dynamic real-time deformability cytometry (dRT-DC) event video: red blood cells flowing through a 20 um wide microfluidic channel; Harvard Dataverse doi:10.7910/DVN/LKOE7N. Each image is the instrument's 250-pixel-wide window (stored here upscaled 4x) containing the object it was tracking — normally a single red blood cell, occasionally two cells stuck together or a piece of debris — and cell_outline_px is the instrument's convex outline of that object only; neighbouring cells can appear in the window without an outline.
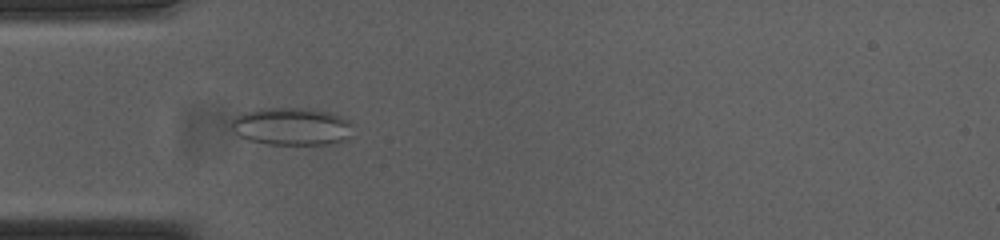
{"species": "common noctule bat (a hibernating species)", "species_latin": "Nyctalus noctula", "temperature_condition": "cold", "stored_images_in_passage": 51, "camera_frame_rate_fps": 3000, "um_per_image_px": 0.085, "animal": {"sex": "female", "body_mass_g": 23.0, "forearm_length_mm": 53.4}, "frame": {"image": 1, "passage_image": 13, "time_ms": 4.0, "image_size_px": [1000, 240], "cell_outline_px": [[352, 136], [348, 140], [328, 144], [268, 144], [248, 140], [240, 136], [232, 128], [232, 120], [236, 116], [244, 112], [260, 108], [312, 108], [328, 112], [352, 120]], "centroid_in_image_um": [24.85, 10.74], "position_along_channel_um": 60.1, "area_um2": 26.93}}
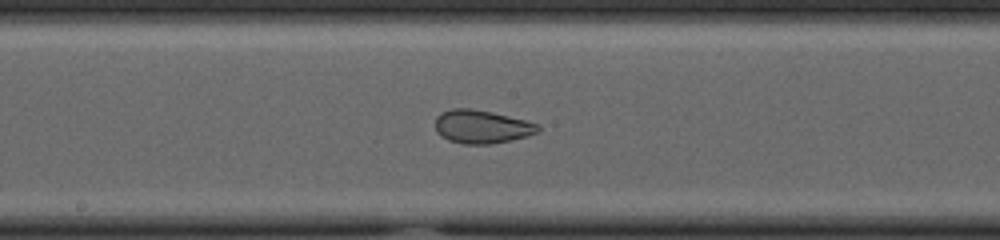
{"frame": {"image": 2, "passage_image": 25, "time_ms": 8.0, "image_size_px": [1000, 240], "cell_outline_px": [[540, 132], [528, 136], [512, 140], [488, 144], [464, 144], [448, 140], [440, 136], [436, 132], [436, 116], [440, 112], [452, 108], [472, 108], [492, 112], [540, 124]], "centroid_in_image_um": [40.94, 10.77], "position_along_channel_um": 207.3, "area_um2": 20.17}}
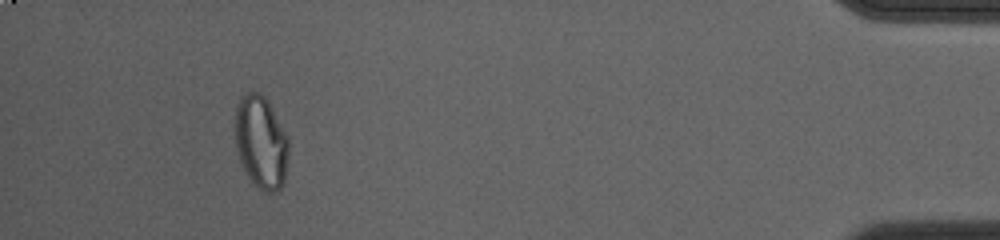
{"frame": {"image": 3, "passage_image": 47, "time_ms": 15.333, "image_size_px": [1000, 240], "cell_outline_px": [[288, 156], [284, 180], [280, 188], [272, 192], [264, 192], [252, 184], [240, 160], [236, 148], [236, 108], [240, 96], [248, 92], [260, 92], [268, 100], [288, 136]], "centroid_in_image_um": [22.2, 12.07], "position_along_channel_um": 413.0, "area_um2": 28.96}, "authors_computed_cell_mechanics": {"area_um2": 26.2412, "velocity_mm_per_s": 3.7062, "shape_relaxation_time_tau1_ms": null, "shape_relaxation_time_tau2_ms": 1.1543, "deformation_change_tau1": null, "deformation_change_tau2": 0.0671}}